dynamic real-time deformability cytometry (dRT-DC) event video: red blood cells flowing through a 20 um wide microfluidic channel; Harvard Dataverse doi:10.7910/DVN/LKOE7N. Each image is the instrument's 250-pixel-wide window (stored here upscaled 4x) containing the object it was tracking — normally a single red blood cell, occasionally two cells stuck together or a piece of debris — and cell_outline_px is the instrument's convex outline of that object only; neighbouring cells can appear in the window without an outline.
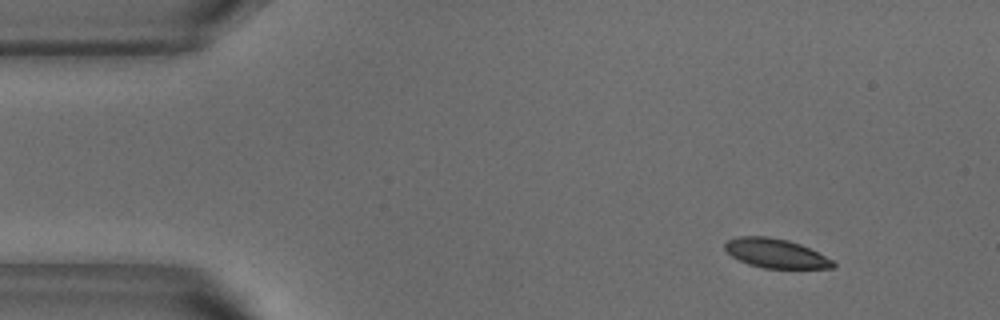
{"species": "common noctule bat (a hibernating species)", "species_latin": "Nyctalus noctula", "temperature_condition": "warm", "stored_images_in_passage": 52, "camera_frame_rate_fps": 3000, "um_per_image_px": 0.085, "animal": {"sex": "male", "body_mass_g": 18.8}, "frame": {"image": 1, "passage_image": 5, "time_ms": 1.333, "image_size_px": [1000, 320], "cell_outline_px": [[836, 264], [832, 268], [764, 268], [748, 264], [732, 256], [724, 248], [724, 244], [728, 240], [740, 236], [768, 236], [788, 240], [800, 244], [832, 260]], "centroid_in_image_um": [65.91, 21.53], "position_along_channel_um": 19.1, "area_um2": 18.15}}
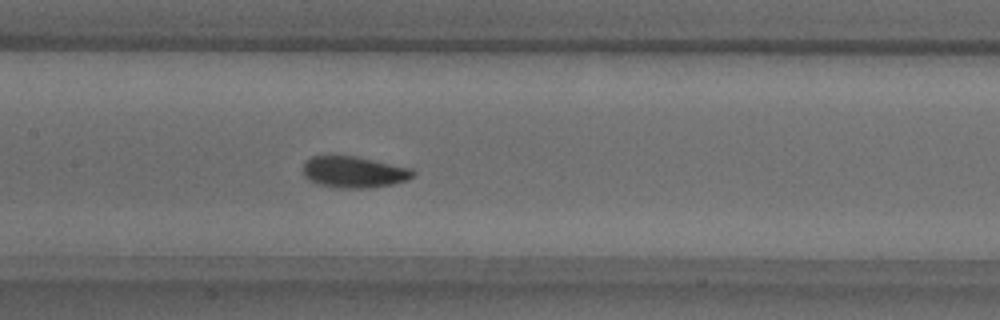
{"frame": {"image": 2, "passage_image": 24, "time_ms": 7.667, "image_size_px": [1000, 320], "cell_outline_px": [[416, 172], [412, 176], [404, 180], [392, 184], [372, 188], [340, 188], [316, 184], [308, 180], [304, 176], [304, 164], [312, 156], [356, 156], [412, 168]], "centroid_in_image_um": [30.08, 14.63], "position_along_channel_um": 177.3, "area_um2": 20.06}}
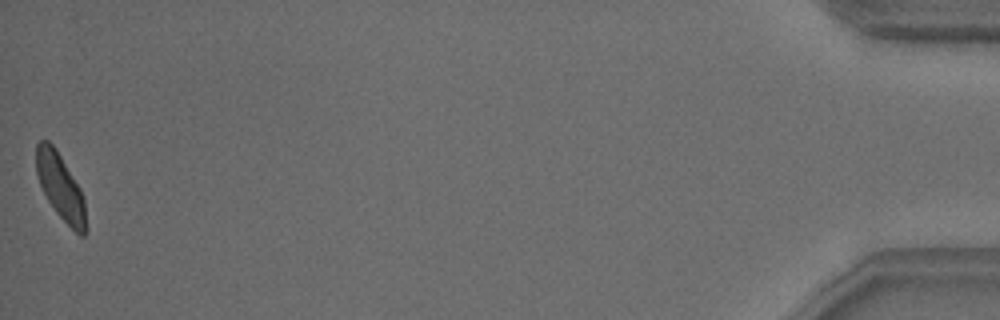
{"frame": {"image": 3, "passage_image": 52, "time_ms": 17.0, "image_size_px": [1000, 320], "cell_outline_px": [[88, 228], [84, 236], [80, 236], [56, 212], [48, 200], [40, 184], [36, 172], [36, 144], [40, 140], [48, 140], [56, 148], [80, 188], [84, 200]], "centroid_in_image_um": [5.16, 15.89], "position_along_channel_um": 430.0, "area_um2": 19.07}, "authors_computed_cell_mechanics": {"area_um2": 19.652, "velocity_mm_per_s": 3.7787, "shape_relaxation_time_tau1_ms": 2.6075, "shape_relaxation_time_tau2_ms": 1.3187, "deformation_change_tau1": 0.1098, "deformation_change_tau2": 0.057}}